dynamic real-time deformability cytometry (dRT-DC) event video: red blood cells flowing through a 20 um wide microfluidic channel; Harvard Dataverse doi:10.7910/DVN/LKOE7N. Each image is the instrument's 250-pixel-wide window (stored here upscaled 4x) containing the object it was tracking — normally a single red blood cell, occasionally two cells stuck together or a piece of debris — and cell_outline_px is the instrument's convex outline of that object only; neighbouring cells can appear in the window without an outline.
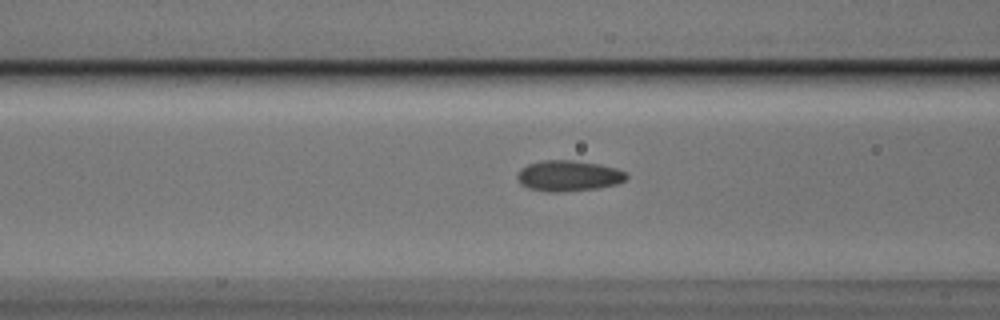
{"species": "Egyptian fruit bat (a non-hibernating species)", "species_latin": "Rousettus aegyptiacus", "temperature_condition": "cold", "stored_images_in_passage": 34, "camera_frame_rate_fps": 3000, "um_per_image_px": 0.085, "animal": {"sex": "male"}, "frame": {"image": 1, "passage_image": 12, "time_ms": 3.667, "image_size_px": [1000, 320], "cell_outline_px": [[628, 176], [624, 180], [616, 184], [596, 188], [560, 192], [552, 192], [528, 188], [520, 184], [516, 176], [520, 168], [528, 164], [540, 160], [572, 160], [600, 164], [616, 168], [624, 172]], "centroid_in_image_um": [48.28, 14.93], "position_along_channel_um": 118.3, "area_um2": 19.54}}
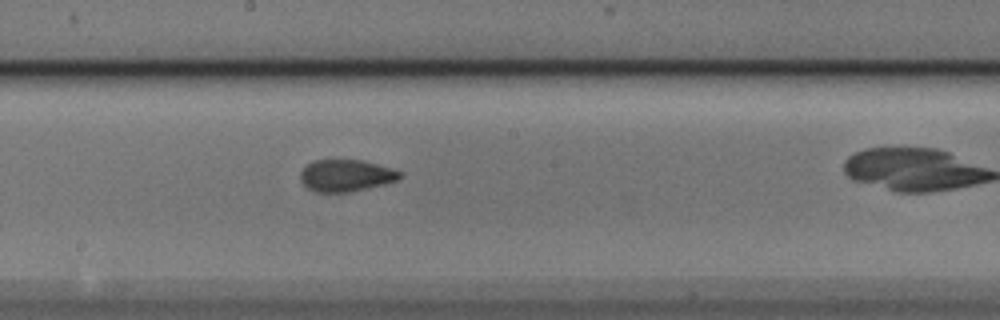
{"frame": {"image": 2, "passage_image": 20, "time_ms": 6.333, "image_size_px": [1000, 320], "cell_outline_px": [[400, 176], [396, 180], [384, 184], [348, 192], [316, 192], [308, 188], [300, 180], [300, 172], [308, 164], [316, 160], [364, 160], [392, 168], [400, 172]], "centroid_in_image_um": [29.39, 14.91], "position_along_channel_um": 218.8, "area_um2": 18.26}}
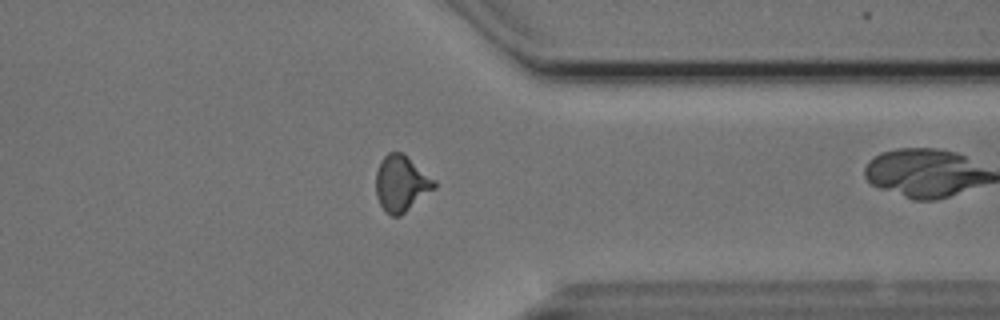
{"frame": {"image": 3, "passage_image": 33, "time_ms": 10.667, "image_size_px": [1000, 320], "cell_outline_px": [[436, 188], [400, 216], [392, 216], [380, 204], [376, 196], [376, 172], [380, 160], [388, 152], [404, 152], [436, 180]], "centroid_in_image_um": [34.13, 15.56], "position_along_channel_um": 377.3, "area_um2": 19.25}}